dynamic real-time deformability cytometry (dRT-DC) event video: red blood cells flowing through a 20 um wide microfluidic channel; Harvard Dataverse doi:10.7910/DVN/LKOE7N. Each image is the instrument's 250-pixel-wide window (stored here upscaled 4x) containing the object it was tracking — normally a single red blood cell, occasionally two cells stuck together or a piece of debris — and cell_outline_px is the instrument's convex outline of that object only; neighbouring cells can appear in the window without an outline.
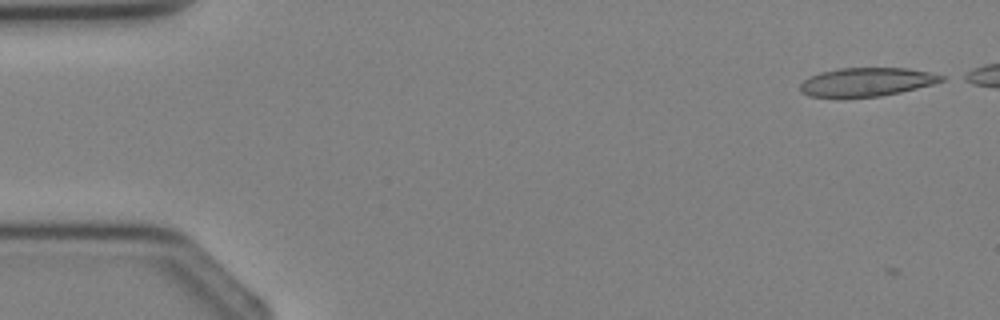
{"species": "Egyptian fruit bat (a non-hibernating species)", "species_latin": "Rousettus aegyptiacus", "temperature_condition": "cold", "stored_images_in_passage": 6, "camera_frame_rate_fps": 3000, "um_per_image_px": 0.085, "animal": {"sex": "female"}, "frame": {"image": 1, "passage_image": 1, "time_ms": 0.0, "image_size_px": [1000, 320], "cell_outline_px": [[944, 80], [932, 84], [900, 92], [880, 96], [812, 96], [800, 92], [800, 84], [804, 80], [820, 72], [840, 68], [908, 68], [928, 72], [944, 76]], "centroid_in_image_um": [73.67, 6.95], "position_along_channel_um": 11.3, "area_um2": 23.0}}